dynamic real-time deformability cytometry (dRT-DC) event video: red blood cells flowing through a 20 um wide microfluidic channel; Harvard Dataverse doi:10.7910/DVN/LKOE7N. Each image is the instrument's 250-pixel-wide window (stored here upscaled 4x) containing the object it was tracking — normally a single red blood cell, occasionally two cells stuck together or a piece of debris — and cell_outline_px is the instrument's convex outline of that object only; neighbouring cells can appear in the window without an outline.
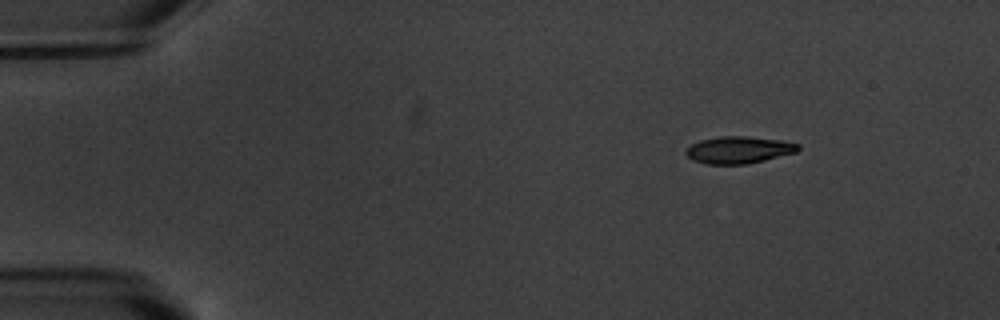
{"species": "common noctule bat (a hibernating species)", "species_latin": "Nyctalus noctula", "temperature_condition": "warm", "stored_images_in_passage": 6, "segment_of_instrument_passage": [2, 2], "camera_frame_rate_fps": 3000, "um_per_image_px": 0.085, "animal": {"sex": "male", "body_mass_g": 20.1, "forearm_length_mm": 53.5}, "frame": {"image": 1, "passage_image": 6, "time_ms": 6.667, "image_size_px": [1000, 320], "cell_outline_px": [[800, 148], [796, 152], [748, 164], [708, 164], [692, 160], [684, 152], [684, 148], [700, 140], [720, 136], [748, 136], [780, 140], [800, 144]], "centroid_in_image_um": [62.76, 12.74], "position_along_channel_um": 22.2, "area_um2": 17.74}}